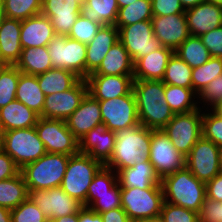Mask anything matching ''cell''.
<instances>
[{"label":"cell","instance_id":"cell-32","mask_svg":"<svg viewBox=\"0 0 222 222\" xmlns=\"http://www.w3.org/2000/svg\"><path fill=\"white\" fill-rule=\"evenodd\" d=\"M36 76L40 89L46 96L66 91L81 79L75 73L60 68H51Z\"/></svg>","mask_w":222,"mask_h":222},{"label":"cell","instance_id":"cell-62","mask_svg":"<svg viewBox=\"0 0 222 222\" xmlns=\"http://www.w3.org/2000/svg\"><path fill=\"white\" fill-rule=\"evenodd\" d=\"M214 111L222 118V103L219 104Z\"/></svg>","mask_w":222,"mask_h":222},{"label":"cell","instance_id":"cell-60","mask_svg":"<svg viewBox=\"0 0 222 222\" xmlns=\"http://www.w3.org/2000/svg\"><path fill=\"white\" fill-rule=\"evenodd\" d=\"M116 1H117V4H118V7L122 8V7L129 6L130 3L136 2L138 0H116Z\"/></svg>","mask_w":222,"mask_h":222},{"label":"cell","instance_id":"cell-30","mask_svg":"<svg viewBox=\"0 0 222 222\" xmlns=\"http://www.w3.org/2000/svg\"><path fill=\"white\" fill-rule=\"evenodd\" d=\"M45 96L46 95L40 89L37 76L20 73L16 90V100L41 115Z\"/></svg>","mask_w":222,"mask_h":222},{"label":"cell","instance_id":"cell-7","mask_svg":"<svg viewBox=\"0 0 222 222\" xmlns=\"http://www.w3.org/2000/svg\"><path fill=\"white\" fill-rule=\"evenodd\" d=\"M201 107L189 113L174 114L171 121L162 129L176 150L186 157L192 147L202 137Z\"/></svg>","mask_w":222,"mask_h":222},{"label":"cell","instance_id":"cell-54","mask_svg":"<svg viewBox=\"0 0 222 222\" xmlns=\"http://www.w3.org/2000/svg\"><path fill=\"white\" fill-rule=\"evenodd\" d=\"M100 215L103 222H133L122 207L106 211Z\"/></svg>","mask_w":222,"mask_h":222},{"label":"cell","instance_id":"cell-36","mask_svg":"<svg viewBox=\"0 0 222 222\" xmlns=\"http://www.w3.org/2000/svg\"><path fill=\"white\" fill-rule=\"evenodd\" d=\"M174 53L192 69L204 65L211 58L210 52L202 43L200 37L196 36H189Z\"/></svg>","mask_w":222,"mask_h":222},{"label":"cell","instance_id":"cell-5","mask_svg":"<svg viewBox=\"0 0 222 222\" xmlns=\"http://www.w3.org/2000/svg\"><path fill=\"white\" fill-rule=\"evenodd\" d=\"M104 165L88 154L71 155L66 167L61 188L86 207L87 192L94 176Z\"/></svg>","mask_w":222,"mask_h":222},{"label":"cell","instance_id":"cell-15","mask_svg":"<svg viewBox=\"0 0 222 222\" xmlns=\"http://www.w3.org/2000/svg\"><path fill=\"white\" fill-rule=\"evenodd\" d=\"M149 161L160 179L185 167V157L162 130H152Z\"/></svg>","mask_w":222,"mask_h":222},{"label":"cell","instance_id":"cell-29","mask_svg":"<svg viewBox=\"0 0 222 222\" xmlns=\"http://www.w3.org/2000/svg\"><path fill=\"white\" fill-rule=\"evenodd\" d=\"M133 73L134 62L123 44L118 41L109 49L99 68L90 75L133 76Z\"/></svg>","mask_w":222,"mask_h":222},{"label":"cell","instance_id":"cell-40","mask_svg":"<svg viewBox=\"0 0 222 222\" xmlns=\"http://www.w3.org/2000/svg\"><path fill=\"white\" fill-rule=\"evenodd\" d=\"M20 73L15 65H0V109L16 100Z\"/></svg>","mask_w":222,"mask_h":222},{"label":"cell","instance_id":"cell-24","mask_svg":"<svg viewBox=\"0 0 222 222\" xmlns=\"http://www.w3.org/2000/svg\"><path fill=\"white\" fill-rule=\"evenodd\" d=\"M20 35L22 48L47 46L56 36L51 20L42 14L22 20Z\"/></svg>","mask_w":222,"mask_h":222},{"label":"cell","instance_id":"cell-37","mask_svg":"<svg viewBox=\"0 0 222 222\" xmlns=\"http://www.w3.org/2000/svg\"><path fill=\"white\" fill-rule=\"evenodd\" d=\"M164 84L192 88V68L173 53L166 66L162 79Z\"/></svg>","mask_w":222,"mask_h":222},{"label":"cell","instance_id":"cell-35","mask_svg":"<svg viewBox=\"0 0 222 222\" xmlns=\"http://www.w3.org/2000/svg\"><path fill=\"white\" fill-rule=\"evenodd\" d=\"M28 198V188L22 173L0 181V206L12 210Z\"/></svg>","mask_w":222,"mask_h":222},{"label":"cell","instance_id":"cell-56","mask_svg":"<svg viewBox=\"0 0 222 222\" xmlns=\"http://www.w3.org/2000/svg\"><path fill=\"white\" fill-rule=\"evenodd\" d=\"M78 221H79V212L59 217L57 219L52 220L51 222H78Z\"/></svg>","mask_w":222,"mask_h":222},{"label":"cell","instance_id":"cell-47","mask_svg":"<svg viewBox=\"0 0 222 222\" xmlns=\"http://www.w3.org/2000/svg\"><path fill=\"white\" fill-rule=\"evenodd\" d=\"M121 207V186L117 183L109 193L95 194V202L89 207L97 214Z\"/></svg>","mask_w":222,"mask_h":222},{"label":"cell","instance_id":"cell-42","mask_svg":"<svg viewBox=\"0 0 222 222\" xmlns=\"http://www.w3.org/2000/svg\"><path fill=\"white\" fill-rule=\"evenodd\" d=\"M118 183L117 173L106 166H103L92 180L86 199V207H90L95 202V194L109 193Z\"/></svg>","mask_w":222,"mask_h":222},{"label":"cell","instance_id":"cell-46","mask_svg":"<svg viewBox=\"0 0 222 222\" xmlns=\"http://www.w3.org/2000/svg\"><path fill=\"white\" fill-rule=\"evenodd\" d=\"M160 215L163 222H199V213L169 202H163Z\"/></svg>","mask_w":222,"mask_h":222},{"label":"cell","instance_id":"cell-16","mask_svg":"<svg viewBox=\"0 0 222 222\" xmlns=\"http://www.w3.org/2000/svg\"><path fill=\"white\" fill-rule=\"evenodd\" d=\"M88 94L86 79H80L72 88L45 96L41 118L64 120L72 115Z\"/></svg>","mask_w":222,"mask_h":222},{"label":"cell","instance_id":"cell-10","mask_svg":"<svg viewBox=\"0 0 222 222\" xmlns=\"http://www.w3.org/2000/svg\"><path fill=\"white\" fill-rule=\"evenodd\" d=\"M103 126L116 132L140 125L133 90L114 99L99 101Z\"/></svg>","mask_w":222,"mask_h":222},{"label":"cell","instance_id":"cell-63","mask_svg":"<svg viewBox=\"0 0 222 222\" xmlns=\"http://www.w3.org/2000/svg\"><path fill=\"white\" fill-rule=\"evenodd\" d=\"M2 137H3V131H2V128L0 126V149H1V146H2Z\"/></svg>","mask_w":222,"mask_h":222},{"label":"cell","instance_id":"cell-45","mask_svg":"<svg viewBox=\"0 0 222 222\" xmlns=\"http://www.w3.org/2000/svg\"><path fill=\"white\" fill-rule=\"evenodd\" d=\"M101 26V24L93 22L80 14L72 25L68 37L87 45L95 38Z\"/></svg>","mask_w":222,"mask_h":222},{"label":"cell","instance_id":"cell-4","mask_svg":"<svg viewBox=\"0 0 222 222\" xmlns=\"http://www.w3.org/2000/svg\"><path fill=\"white\" fill-rule=\"evenodd\" d=\"M69 157L65 154L46 153L35 162L25 165L20 172L28 190H48L60 187Z\"/></svg>","mask_w":222,"mask_h":222},{"label":"cell","instance_id":"cell-51","mask_svg":"<svg viewBox=\"0 0 222 222\" xmlns=\"http://www.w3.org/2000/svg\"><path fill=\"white\" fill-rule=\"evenodd\" d=\"M199 222H222V202L206 198L199 212Z\"/></svg>","mask_w":222,"mask_h":222},{"label":"cell","instance_id":"cell-61","mask_svg":"<svg viewBox=\"0 0 222 222\" xmlns=\"http://www.w3.org/2000/svg\"><path fill=\"white\" fill-rule=\"evenodd\" d=\"M5 18L3 0H0V23Z\"/></svg>","mask_w":222,"mask_h":222},{"label":"cell","instance_id":"cell-48","mask_svg":"<svg viewBox=\"0 0 222 222\" xmlns=\"http://www.w3.org/2000/svg\"><path fill=\"white\" fill-rule=\"evenodd\" d=\"M198 100H200L198 103L202 104L203 102L204 107L205 105H208L206 106L207 110L210 108L211 110H214L222 103V74L207 85V87L198 95Z\"/></svg>","mask_w":222,"mask_h":222},{"label":"cell","instance_id":"cell-55","mask_svg":"<svg viewBox=\"0 0 222 222\" xmlns=\"http://www.w3.org/2000/svg\"><path fill=\"white\" fill-rule=\"evenodd\" d=\"M78 222H103L102 216L88 207H83L79 211Z\"/></svg>","mask_w":222,"mask_h":222},{"label":"cell","instance_id":"cell-31","mask_svg":"<svg viewBox=\"0 0 222 222\" xmlns=\"http://www.w3.org/2000/svg\"><path fill=\"white\" fill-rule=\"evenodd\" d=\"M15 66L20 72L35 76L53 68L47 46L23 48Z\"/></svg>","mask_w":222,"mask_h":222},{"label":"cell","instance_id":"cell-64","mask_svg":"<svg viewBox=\"0 0 222 222\" xmlns=\"http://www.w3.org/2000/svg\"><path fill=\"white\" fill-rule=\"evenodd\" d=\"M206 1H209V2H213V3H216V4H221V5H222V0H206Z\"/></svg>","mask_w":222,"mask_h":222},{"label":"cell","instance_id":"cell-38","mask_svg":"<svg viewBox=\"0 0 222 222\" xmlns=\"http://www.w3.org/2000/svg\"><path fill=\"white\" fill-rule=\"evenodd\" d=\"M151 0H138L129 6L119 8L115 26L120 29L137 22L152 20Z\"/></svg>","mask_w":222,"mask_h":222},{"label":"cell","instance_id":"cell-27","mask_svg":"<svg viewBox=\"0 0 222 222\" xmlns=\"http://www.w3.org/2000/svg\"><path fill=\"white\" fill-rule=\"evenodd\" d=\"M117 177L121 187L162 188L161 179L149 160L135 163L132 167L119 170Z\"/></svg>","mask_w":222,"mask_h":222},{"label":"cell","instance_id":"cell-65","mask_svg":"<svg viewBox=\"0 0 222 222\" xmlns=\"http://www.w3.org/2000/svg\"><path fill=\"white\" fill-rule=\"evenodd\" d=\"M220 162H221V168H222V147H220Z\"/></svg>","mask_w":222,"mask_h":222},{"label":"cell","instance_id":"cell-17","mask_svg":"<svg viewBox=\"0 0 222 222\" xmlns=\"http://www.w3.org/2000/svg\"><path fill=\"white\" fill-rule=\"evenodd\" d=\"M81 9L80 0H42L41 14L51 20L56 35L68 36Z\"/></svg>","mask_w":222,"mask_h":222},{"label":"cell","instance_id":"cell-49","mask_svg":"<svg viewBox=\"0 0 222 222\" xmlns=\"http://www.w3.org/2000/svg\"><path fill=\"white\" fill-rule=\"evenodd\" d=\"M211 57L222 58V26L200 36Z\"/></svg>","mask_w":222,"mask_h":222},{"label":"cell","instance_id":"cell-2","mask_svg":"<svg viewBox=\"0 0 222 222\" xmlns=\"http://www.w3.org/2000/svg\"><path fill=\"white\" fill-rule=\"evenodd\" d=\"M115 135L114 150L106 167L117 173L121 169L132 167L135 163L149 160L152 129L138 125L120 129Z\"/></svg>","mask_w":222,"mask_h":222},{"label":"cell","instance_id":"cell-34","mask_svg":"<svg viewBox=\"0 0 222 222\" xmlns=\"http://www.w3.org/2000/svg\"><path fill=\"white\" fill-rule=\"evenodd\" d=\"M165 97L174 114L189 113L200 108L198 94L192 88L165 84Z\"/></svg>","mask_w":222,"mask_h":222},{"label":"cell","instance_id":"cell-14","mask_svg":"<svg viewBox=\"0 0 222 222\" xmlns=\"http://www.w3.org/2000/svg\"><path fill=\"white\" fill-rule=\"evenodd\" d=\"M28 198L35 203L49 222L59 217L78 213L84 206L69 196L61 187L48 190H28Z\"/></svg>","mask_w":222,"mask_h":222},{"label":"cell","instance_id":"cell-8","mask_svg":"<svg viewBox=\"0 0 222 222\" xmlns=\"http://www.w3.org/2000/svg\"><path fill=\"white\" fill-rule=\"evenodd\" d=\"M53 68L66 69L86 79V44L56 35L47 45Z\"/></svg>","mask_w":222,"mask_h":222},{"label":"cell","instance_id":"cell-20","mask_svg":"<svg viewBox=\"0 0 222 222\" xmlns=\"http://www.w3.org/2000/svg\"><path fill=\"white\" fill-rule=\"evenodd\" d=\"M185 15L190 36L200 37L222 26V5L209 1L186 9Z\"/></svg>","mask_w":222,"mask_h":222},{"label":"cell","instance_id":"cell-52","mask_svg":"<svg viewBox=\"0 0 222 222\" xmlns=\"http://www.w3.org/2000/svg\"><path fill=\"white\" fill-rule=\"evenodd\" d=\"M20 170L14 160L0 149V181L13 178L20 173Z\"/></svg>","mask_w":222,"mask_h":222},{"label":"cell","instance_id":"cell-11","mask_svg":"<svg viewBox=\"0 0 222 222\" xmlns=\"http://www.w3.org/2000/svg\"><path fill=\"white\" fill-rule=\"evenodd\" d=\"M35 129L38 137L45 145L47 153L71 156L79 152V141L68 129L64 120L40 117Z\"/></svg>","mask_w":222,"mask_h":222},{"label":"cell","instance_id":"cell-59","mask_svg":"<svg viewBox=\"0 0 222 222\" xmlns=\"http://www.w3.org/2000/svg\"><path fill=\"white\" fill-rule=\"evenodd\" d=\"M134 222H163V219H162L161 215H157V216H154V217L139 219V220L134 221Z\"/></svg>","mask_w":222,"mask_h":222},{"label":"cell","instance_id":"cell-23","mask_svg":"<svg viewBox=\"0 0 222 222\" xmlns=\"http://www.w3.org/2000/svg\"><path fill=\"white\" fill-rule=\"evenodd\" d=\"M119 41V29L115 25L101 26L95 38L86 45V78L102 63L109 49Z\"/></svg>","mask_w":222,"mask_h":222},{"label":"cell","instance_id":"cell-25","mask_svg":"<svg viewBox=\"0 0 222 222\" xmlns=\"http://www.w3.org/2000/svg\"><path fill=\"white\" fill-rule=\"evenodd\" d=\"M21 20L5 17L0 23V65H15L20 58L22 46Z\"/></svg>","mask_w":222,"mask_h":222},{"label":"cell","instance_id":"cell-41","mask_svg":"<svg viewBox=\"0 0 222 222\" xmlns=\"http://www.w3.org/2000/svg\"><path fill=\"white\" fill-rule=\"evenodd\" d=\"M3 6L5 17L22 21L41 14L42 0H3Z\"/></svg>","mask_w":222,"mask_h":222},{"label":"cell","instance_id":"cell-22","mask_svg":"<svg viewBox=\"0 0 222 222\" xmlns=\"http://www.w3.org/2000/svg\"><path fill=\"white\" fill-rule=\"evenodd\" d=\"M115 142V132L101 125L91 129L79 140V152L88 154L105 166L111 158Z\"/></svg>","mask_w":222,"mask_h":222},{"label":"cell","instance_id":"cell-18","mask_svg":"<svg viewBox=\"0 0 222 222\" xmlns=\"http://www.w3.org/2000/svg\"><path fill=\"white\" fill-rule=\"evenodd\" d=\"M153 32L164 47L174 51L190 36L185 13L153 16Z\"/></svg>","mask_w":222,"mask_h":222},{"label":"cell","instance_id":"cell-50","mask_svg":"<svg viewBox=\"0 0 222 222\" xmlns=\"http://www.w3.org/2000/svg\"><path fill=\"white\" fill-rule=\"evenodd\" d=\"M153 16L185 13L180 0H151Z\"/></svg>","mask_w":222,"mask_h":222},{"label":"cell","instance_id":"cell-44","mask_svg":"<svg viewBox=\"0 0 222 222\" xmlns=\"http://www.w3.org/2000/svg\"><path fill=\"white\" fill-rule=\"evenodd\" d=\"M11 222H49L41 209L29 198L11 210Z\"/></svg>","mask_w":222,"mask_h":222},{"label":"cell","instance_id":"cell-28","mask_svg":"<svg viewBox=\"0 0 222 222\" xmlns=\"http://www.w3.org/2000/svg\"><path fill=\"white\" fill-rule=\"evenodd\" d=\"M39 118V114L18 100L0 109V126L3 132L35 127Z\"/></svg>","mask_w":222,"mask_h":222},{"label":"cell","instance_id":"cell-21","mask_svg":"<svg viewBox=\"0 0 222 222\" xmlns=\"http://www.w3.org/2000/svg\"><path fill=\"white\" fill-rule=\"evenodd\" d=\"M65 122L68 129L79 141L91 129L103 125L99 101L88 93Z\"/></svg>","mask_w":222,"mask_h":222},{"label":"cell","instance_id":"cell-3","mask_svg":"<svg viewBox=\"0 0 222 222\" xmlns=\"http://www.w3.org/2000/svg\"><path fill=\"white\" fill-rule=\"evenodd\" d=\"M164 202L200 212L206 199L205 182L194 176L185 166L161 179Z\"/></svg>","mask_w":222,"mask_h":222},{"label":"cell","instance_id":"cell-43","mask_svg":"<svg viewBox=\"0 0 222 222\" xmlns=\"http://www.w3.org/2000/svg\"><path fill=\"white\" fill-rule=\"evenodd\" d=\"M202 137L222 147V118L214 110L203 111Z\"/></svg>","mask_w":222,"mask_h":222},{"label":"cell","instance_id":"cell-9","mask_svg":"<svg viewBox=\"0 0 222 222\" xmlns=\"http://www.w3.org/2000/svg\"><path fill=\"white\" fill-rule=\"evenodd\" d=\"M163 202L162 188L121 187V207L133 222L160 215Z\"/></svg>","mask_w":222,"mask_h":222},{"label":"cell","instance_id":"cell-26","mask_svg":"<svg viewBox=\"0 0 222 222\" xmlns=\"http://www.w3.org/2000/svg\"><path fill=\"white\" fill-rule=\"evenodd\" d=\"M174 50L160 47L152 53L139 58L134 63V80H162L166 66Z\"/></svg>","mask_w":222,"mask_h":222},{"label":"cell","instance_id":"cell-1","mask_svg":"<svg viewBox=\"0 0 222 222\" xmlns=\"http://www.w3.org/2000/svg\"><path fill=\"white\" fill-rule=\"evenodd\" d=\"M133 93L140 125L162 130L171 121L174 113L165 100L162 80H134Z\"/></svg>","mask_w":222,"mask_h":222},{"label":"cell","instance_id":"cell-57","mask_svg":"<svg viewBox=\"0 0 222 222\" xmlns=\"http://www.w3.org/2000/svg\"><path fill=\"white\" fill-rule=\"evenodd\" d=\"M0 222H11V210L0 206Z\"/></svg>","mask_w":222,"mask_h":222},{"label":"cell","instance_id":"cell-58","mask_svg":"<svg viewBox=\"0 0 222 222\" xmlns=\"http://www.w3.org/2000/svg\"><path fill=\"white\" fill-rule=\"evenodd\" d=\"M206 0H180L182 7L184 10L195 7Z\"/></svg>","mask_w":222,"mask_h":222},{"label":"cell","instance_id":"cell-6","mask_svg":"<svg viewBox=\"0 0 222 222\" xmlns=\"http://www.w3.org/2000/svg\"><path fill=\"white\" fill-rule=\"evenodd\" d=\"M1 149L22 169L47 153L35 127L3 132Z\"/></svg>","mask_w":222,"mask_h":222},{"label":"cell","instance_id":"cell-53","mask_svg":"<svg viewBox=\"0 0 222 222\" xmlns=\"http://www.w3.org/2000/svg\"><path fill=\"white\" fill-rule=\"evenodd\" d=\"M205 185L206 198L219 203L222 202V171Z\"/></svg>","mask_w":222,"mask_h":222},{"label":"cell","instance_id":"cell-19","mask_svg":"<svg viewBox=\"0 0 222 222\" xmlns=\"http://www.w3.org/2000/svg\"><path fill=\"white\" fill-rule=\"evenodd\" d=\"M88 93L96 100L114 99L133 90V76L89 75L86 78Z\"/></svg>","mask_w":222,"mask_h":222},{"label":"cell","instance_id":"cell-12","mask_svg":"<svg viewBox=\"0 0 222 222\" xmlns=\"http://www.w3.org/2000/svg\"><path fill=\"white\" fill-rule=\"evenodd\" d=\"M185 166L202 182L212 180L222 171L220 147L201 137L185 157Z\"/></svg>","mask_w":222,"mask_h":222},{"label":"cell","instance_id":"cell-33","mask_svg":"<svg viewBox=\"0 0 222 222\" xmlns=\"http://www.w3.org/2000/svg\"><path fill=\"white\" fill-rule=\"evenodd\" d=\"M119 7L116 0H85L81 14L102 26L115 25Z\"/></svg>","mask_w":222,"mask_h":222},{"label":"cell","instance_id":"cell-39","mask_svg":"<svg viewBox=\"0 0 222 222\" xmlns=\"http://www.w3.org/2000/svg\"><path fill=\"white\" fill-rule=\"evenodd\" d=\"M222 74V58L211 57L204 65L192 69V89L199 95Z\"/></svg>","mask_w":222,"mask_h":222},{"label":"cell","instance_id":"cell-13","mask_svg":"<svg viewBox=\"0 0 222 222\" xmlns=\"http://www.w3.org/2000/svg\"><path fill=\"white\" fill-rule=\"evenodd\" d=\"M119 41L128 51L134 63L139 58L162 47L160 41L154 35L151 20L121 27L119 29Z\"/></svg>","mask_w":222,"mask_h":222}]
</instances>
